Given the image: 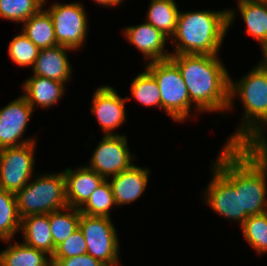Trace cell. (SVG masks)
I'll use <instances>...</instances> for the list:
<instances>
[{"label": "cell", "mask_w": 267, "mask_h": 266, "mask_svg": "<svg viewBox=\"0 0 267 266\" xmlns=\"http://www.w3.org/2000/svg\"><path fill=\"white\" fill-rule=\"evenodd\" d=\"M213 165L240 191L241 214L267 212V162L252 146H223Z\"/></svg>", "instance_id": "6da1fadb"}, {"label": "cell", "mask_w": 267, "mask_h": 266, "mask_svg": "<svg viewBox=\"0 0 267 266\" xmlns=\"http://www.w3.org/2000/svg\"><path fill=\"white\" fill-rule=\"evenodd\" d=\"M218 55L172 54L198 112H226L230 75Z\"/></svg>", "instance_id": "7a4b0ae2"}, {"label": "cell", "mask_w": 267, "mask_h": 266, "mask_svg": "<svg viewBox=\"0 0 267 266\" xmlns=\"http://www.w3.org/2000/svg\"><path fill=\"white\" fill-rule=\"evenodd\" d=\"M234 15L233 9L179 12L171 54L219 55Z\"/></svg>", "instance_id": "3957f363"}, {"label": "cell", "mask_w": 267, "mask_h": 266, "mask_svg": "<svg viewBox=\"0 0 267 266\" xmlns=\"http://www.w3.org/2000/svg\"><path fill=\"white\" fill-rule=\"evenodd\" d=\"M233 80L230 78L227 111L233 109L234 97L240 98L245 111L240 126L225 146H252L267 127V70L258 63L242 79Z\"/></svg>", "instance_id": "277c9868"}, {"label": "cell", "mask_w": 267, "mask_h": 266, "mask_svg": "<svg viewBox=\"0 0 267 266\" xmlns=\"http://www.w3.org/2000/svg\"><path fill=\"white\" fill-rule=\"evenodd\" d=\"M32 181V182H31ZM21 218L49 214L68 206L63 172L36 175L15 194Z\"/></svg>", "instance_id": "5b68a950"}, {"label": "cell", "mask_w": 267, "mask_h": 266, "mask_svg": "<svg viewBox=\"0 0 267 266\" xmlns=\"http://www.w3.org/2000/svg\"><path fill=\"white\" fill-rule=\"evenodd\" d=\"M156 79L161 95V109L177 122L188 118L193 105L178 66L169 58L150 62L146 68Z\"/></svg>", "instance_id": "8992f818"}, {"label": "cell", "mask_w": 267, "mask_h": 266, "mask_svg": "<svg viewBox=\"0 0 267 266\" xmlns=\"http://www.w3.org/2000/svg\"><path fill=\"white\" fill-rule=\"evenodd\" d=\"M79 228L87 244V253L106 266H119V240L111 217L80 215Z\"/></svg>", "instance_id": "52a82bcc"}, {"label": "cell", "mask_w": 267, "mask_h": 266, "mask_svg": "<svg viewBox=\"0 0 267 266\" xmlns=\"http://www.w3.org/2000/svg\"><path fill=\"white\" fill-rule=\"evenodd\" d=\"M36 142L0 149V188L16 194L31 180Z\"/></svg>", "instance_id": "ba28073f"}, {"label": "cell", "mask_w": 267, "mask_h": 266, "mask_svg": "<svg viewBox=\"0 0 267 266\" xmlns=\"http://www.w3.org/2000/svg\"><path fill=\"white\" fill-rule=\"evenodd\" d=\"M45 10L52 19L58 45L78 51L85 44L88 30L84 5L77 2L69 4L56 2Z\"/></svg>", "instance_id": "9c48e42d"}, {"label": "cell", "mask_w": 267, "mask_h": 266, "mask_svg": "<svg viewBox=\"0 0 267 266\" xmlns=\"http://www.w3.org/2000/svg\"><path fill=\"white\" fill-rule=\"evenodd\" d=\"M127 141L125 135H103L87 167L105 179L128 170L134 165L135 156L131 155Z\"/></svg>", "instance_id": "30bf717a"}, {"label": "cell", "mask_w": 267, "mask_h": 266, "mask_svg": "<svg viewBox=\"0 0 267 266\" xmlns=\"http://www.w3.org/2000/svg\"><path fill=\"white\" fill-rule=\"evenodd\" d=\"M212 178L205 192V203L209 205L217 215L226 219L239 221L241 225L246 218L241 214L240 191L212 165Z\"/></svg>", "instance_id": "8fae6325"}, {"label": "cell", "mask_w": 267, "mask_h": 266, "mask_svg": "<svg viewBox=\"0 0 267 266\" xmlns=\"http://www.w3.org/2000/svg\"><path fill=\"white\" fill-rule=\"evenodd\" d=\"M33 111L23 95L0 109V149L37 142L35 137L21 139Z\"/></svg>", "instance_id": "7c38bea8"}, {"label": "cell", "mask_w": 267, "mask_h": 266, "mask_svg": "<svg viewBox=\"0 0 267 266\" xmlns=\"http://www.w3.org/2000/svg\"><path fill=\"white\" fill-rule=\"evenodd\" d=\"M127 100H129V97H120L116 90L109 85L100 86L95 90L91 111L96 116L105 135H116L113 130L124 124Z\"/></svg>", "instance_id": "4fadbf2b"}, {"label": "cell", "mask_w": 267, "mask_h": 266, "mask_svg": "<svg viewBox=\"0 0 267 266\" xmlns=\"http://www.w3.org/2000/svg\"><path fill=\"white\" fill-rule=\"evenodd\" d=\"M123 31L127 41L144 54L145 59H150L148 63L169 59L172 55L164 51L169 38L148 22L125 27Z\"/></svg>", "instance_id": "5bb4252c"}, {"label": "cell", "mask_w": 267, "mask_h": 266, "mask_svg": "<svg viewBox=\"0 0 267 266\" xmlns=\"http://www.w3.org/2000/svg\"><path fill=\"white\" fill-rule=\"evenodd\" d=\"M65 177L66 200L69 207L80 209L90 198L91 194L105 180L96 171L86 165L72 170L67 168L63 172Z\"/></svg>", "instance_id": "9a60e30c"}, {"label": "cell", "mask_w": 267, "mask_h": 266, "mask_svg": "<svg viewBox=\"0 0 267 266\" xmlns=\"http://www.w3.org/2000/svg\"><path fill=\"white\" fill-rule=\"evenodd\" d=\"M149 168L133 165L128 170L112 176L109 182L117 206L134 202L142 196L148 185Z\"/></svg>", "instance_id": "2e32d148"}, {"label": "cell", "mask_w": 267, "mask_h": 266, "mask_svg": "<svg viewBox=\"0 0 267 266\" xmlns=\"http://www.w3.org/2000/svg\"><path fill=\"white\" fill-rule=\"evenodd\" d=\"M67 50L73 49L63 45L40 49L32 68L34 75L67 83L72 76Z\"/></svg>", "instance_id": "e0dca14e"}, {"label": "cell", "mask_w": 267, "mask_h": 266, "mask_svg": "<svg viewBox=\"0 0 267 266\" xmlns=\"http://www.w3.org/2000/svg\"><path fill=\"white\" fill-rule=\"evenodd\" d=\"M65 83L56 80L31 76L23 82V96L27 99L29 105L35 109V105L42 108H49L65 95Z\"/></svg>", "instance_id": "ac0fdd59"}, {"label": "cell", "mask_w": 267, "mask_h": 266, "mask_svg": "<svg viewBox=\"0 0 267 266\" xmlns=\"http://www.w3.org/2000/svg\"><path fill=\"white\" fill-rule=\"evenodd\" d=\"M20 231L26 245L54 254V243L49 224V214L29 215L21 218Z\"/></svg>", "instance_id": "d6986e66"}, {"label": "cell", "mask_w": 267, "mask_h": 266, "mask_svg": "<svg viewBox=\"0 0 267 266\" xmlns=\"http://www.w3.org/2000/svg\"><path fill=\"white\" fill-rule=\"evenodd\" d=\"M238 9L246 25V32L267 47V3L259 0H237Z\"/></svg>", "instance_id": "ffe728a7"}, {"label": "cell", "mask_w": 267, "mask_h": 266, "mask_svg": "<svg viewBox=\"0 0 267 266\" xmlns=\"http://www.w3.org/2000/svg\"><path fill=\"white\" fill-rule=\"evenodd\" d=\"M50 262L51 257L45 251L23 242H12L0 252V266H46Z\"/></svg>", "instance_id": "44dd1931"}, {"label": "cell", "mask_w": 267, "mask_h": 266, "mask_svg": "<svg viewBox=\"0 0 267 266\" xmlns=\"http://www.w3.org/2000/svg\"><path fill=\"white\" fill-rule=\"evenodd\" d=\"M21 32L39 49L58 45L52 19L45 9L23 22Z\"/></svg>", "instance_id": "7402d4cb"}, {"label": "cell", "mask_w": 267, "mask_h": 266, "mask_svg": "<svg viewBox=\"0 0 267 266\" xmlns=\"http://www.w3.org/2000/svg\"><path fill=\"white\" fill-rule=\"evenodd\" d=\"M175 0H151L146 22L160 30L166 37L175 34L180 10Z\"/></svg>", "instance_id": "603a6c76"}, {"label": "cell", "mask_w": 267, "mask_h": 266, "mask_svg": "<svg viewBox=\"0 0 267 266\" xmlns=\"http://www.w3.org/2000/svg\"><path fill=\"white\" fill-rule=\"evenodd\" d=\"M80 215V209L69 206L49 213V224L54 243V252L59 244L64 242L79 228Z\"/></svg>", "instance_id": "cb8c5ba5"}, {"label": "cell", "mask_w": 267, "mask_h": 266, "mask_svg": "<svg viewBox=\"0 0 267 266\" xmlns=\"http://www.w3.org/2000/svg\"><path fill=\"white\" fill-rule=\"evenodd\" d=\"M20 226L21 217L15 194L0 188V239L10 243Z\"/></svg>", "instance_id": "d4e9b609"}, {"label": "cell", "mask_w": 267, "mask_h": 266, "mask_svg": "<svg viewBox=\"0 0 267 266\" xmlns=\"http://www.w3.org/2000/svg\"><path fill=\"white\" fill-rule=\"evenodd\" d=\"M130 91L132 97L140 104L146 107L158 106L161 108V95L158 83L147 69L133 79Z\"/></svg>", "instance_id": "484cf974"}, {"label": "cell", "mask_w": 267, "mask_h": 266, "mask_svg": "<svg viewBox=\"0 0 267 266\" xmlns=\"http://www.w3.org/2000/svg\"><path fill=\"white\" fill-rule=\"evenodd\" d=\"M243 237L259 254L267 253V212L249 216L241 225Z\"/></svg>", "instance_id": "4316f807"}, {"label": "cell", "mask_w": 267, "mask_h": 266, "mask_svg": "<svg viewBox=\"0 0 267 266\" xmlns=\"http://www.w3.org/2000/svg\"><path fill=\"white\" fill-rule=\"evenodd\" d=\"M45 3L46 0H0V17L23 23L38 13Z\"/></svg>", "instance_id": "83f0119b"}, {"label": "cell", "mask_w": 267, "mask_h": 266, "mask_svg": "<svg viewBox=\"0 0 267 266\" xmlns=\"http://www.w3.org/2000/svg\"><path fill=\"white\" fill-rule=\"evenodd\" d=\"M117 206L108 179L91 194L88 201L80 208L82 214L89 216L110 217V208Z\"/></svg>", "instance_id": "f1b7e54d"}, {"label": "cell", "mask_w": 267, "mask_h": 266, "mask_svg": "<svg viewBox=\"0 0 267 266\" xmlns=\"http://www.w3.org/2000/svg\"><path fill=\"white\" fill-rule=\"evenodd\" d=\"M11 60L22 67L34 66L40 49L34 45L22 32L13 37L8 46Z\"/></svg>", "instance_id": "f546056e"}, {"label": "cell", "mask_w": 267, "mask_h": 266, "mask_svg": "<svg viewBox=\"0 0 267 266\" xmlns=\"http://www.w3.org/2000/svg\"><path fill=\"white\" fill-rule=\"evenodd\" d=\"M87 253V244L78 228L64 242L59 244L51 258L75 257Z\"/></svg>", "instance_id": "4dcf8cb0"}, {"label": "cell", "mask_w": 267, "mask_h": 266, "mask_svg": "<svg viewBox=\"0 0 267 266\" xmlns=\"http://www.w3.org/2000/svg\"><path fill=\"white\" fill-rule=\"evenodd\" d=\"M51 261L55 262L58 266H106L88 253L75 257L51 258Z\"/></svg>", "instance_id": "1f68e13d"}, {"label": "cell", "mask_w": 267, "mask_h": 266, "mask_svg": "<svg viewBox=\"0 0 267 266\" xmlns=\"http://www.w3.org/2000/svg\"><path fill=\"white\" fill-rule=\"evenodd\" d=\"M265 133L252 145V147L267 162V139Z\"/></svg>", "instance_id": "d6a6232c"}, {"label": "cell", "mask_w": 267, "mask_h": 266, "mask_svg": "<svg viewBox=\"0 0 267 266\" xmlns=\"http://www.w3.org/2000/svg\"><path fill=\"white\" fill-rule=\"evenodd\" d=\"M263 58L262 61H259L260 64L267 70V47L262 49Z\"/></svg>", "instance_id": "836d02e7"}, {"label": "cell", "mask_w": 267, "mask_h": 266, "mask_svg": "<svg viewBox=\"0 0 267 266\" xmlns=\"http://www.w3.org/2000/svg\"><path fill=\"white\" fill-rule=\"evenodd\" d=\"M93 1L101 6L110 7V0H93Z\"/></svg>", "instance_id": "e575fe53"}, {"label": "cell", "mask_w": 267, "mask_h": 266, "mask_svg": "<svg viewBox=\"0 0 267 266\" xmlns=\"http://www.w3.org/2000/svg\"><path fill=\"white\" fill-rule=\"evenodd\" d=\"M123 0H110V7L118 6Z\"/></svg>", "instance_id": "d590c367"}, {"label": "cell", "mask_w": 267, "mask_h": 266, "mask_svg": "<svg viewBox=\"0 0 267 266\" xmlns=\"http://www.w3.org/2000/svg\"><path fill=\"white\" fill-rule=\"evenodd\" d=\"M46 266H58L55 262L51 261L49 264H47Z\"/></svg>", "instance_id": "8d00e7d4"}, {"label": "cell", "mask_w": 267, "mask_h": 266, "mask_svg": "<svg viewBox=\"0 0 267 266\" xmlns=\"http://www.w3.org/2000/svg\"><path fill=\"white\" fill-rule=\"evenodd\" d=\"M259 1L267 3V0H259Z\"/></svg>", "instance_id": "74e56055"}]
</instances>
